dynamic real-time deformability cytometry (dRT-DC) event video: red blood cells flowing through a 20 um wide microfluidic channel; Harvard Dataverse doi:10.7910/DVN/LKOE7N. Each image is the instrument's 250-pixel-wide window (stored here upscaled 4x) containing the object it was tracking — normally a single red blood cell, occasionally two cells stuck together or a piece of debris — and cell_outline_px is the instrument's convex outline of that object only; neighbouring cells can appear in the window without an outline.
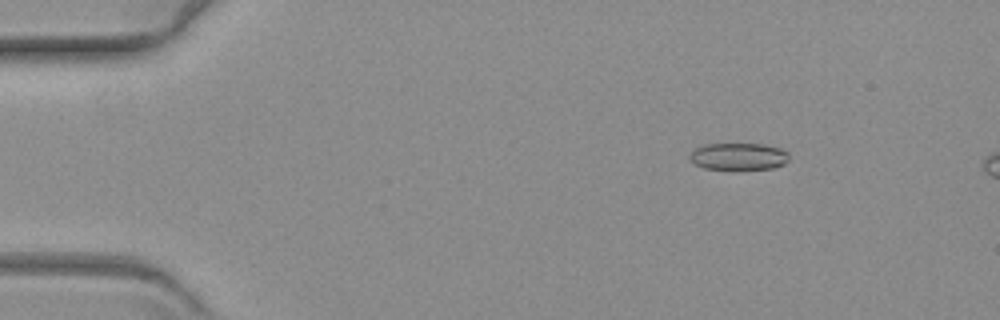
{"species": "common noctule bat (a hibernating species)", "species_latin": "Nyctalus noctula", "temperature_condition": "warm", "stored_images_in_passage": 15, "camera_frame_rate_fps": 3000, "um_per_image_px": 0.085, "animal": {"sex": "female", "body_mass_g": 19.3, "forearm_length_mm": 54.1}, "frame": {"image": 1, "passage_image": 9, "time_ms": 2.667, "image_size_px": [1000, 320], "cell_outline_px": [[788, 160], [784, 164], [772, 168], [704, 168], [696, 164], [688, 156], [696, 148], [704, 144], [764, 144], [780, 148], [788, 152]], "centroid_in_image_um": [62.8, 13.27], "position_along_channel_um": 22.2, "area_um2": 15.26}}